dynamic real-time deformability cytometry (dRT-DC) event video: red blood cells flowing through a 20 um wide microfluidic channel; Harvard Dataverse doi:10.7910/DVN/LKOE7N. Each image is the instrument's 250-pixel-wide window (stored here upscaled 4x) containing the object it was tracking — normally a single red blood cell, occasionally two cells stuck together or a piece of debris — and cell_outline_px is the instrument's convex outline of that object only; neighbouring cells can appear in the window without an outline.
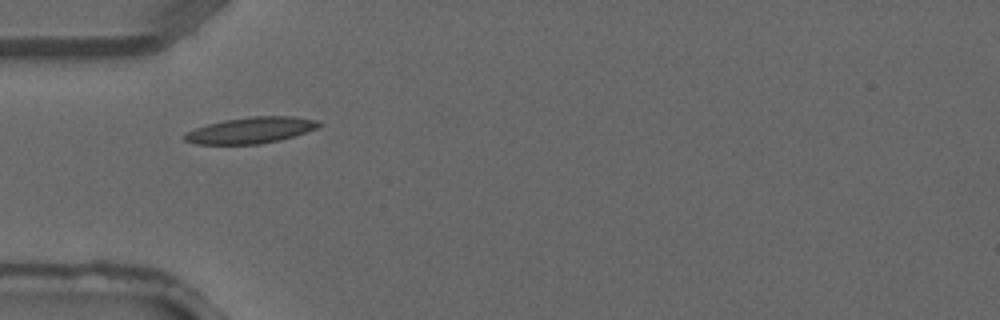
{"species": "common noctule bat (a hibernating species)", "species_latin": "Nyctalus noctula", "temperature_condition": "warm", "stored_images_in_passage": 2, "camera_frame_rate_fps": 3000, "um_per_image_px": 0.085, "animal": {"sex": "male", "forearm_length_mm": 52.5}, "frame": {"image": 1, "passage_image": 1, "time_ms": 0.0, "image_size_px": [1000, 320], "cell_outline_px": [[324, 124], [316, 128], [280, 140], [260, 144], [196, 144], [184, 140], [184, 136], [188, 132], [196, 128], [208, 124], [224, 120], [252, 116], [292, 116], [320, 120]], "centroid_in_image_um": [21.36, 11.06], "position_along_channel_um": 63.6, "area_um2": 20.35}}
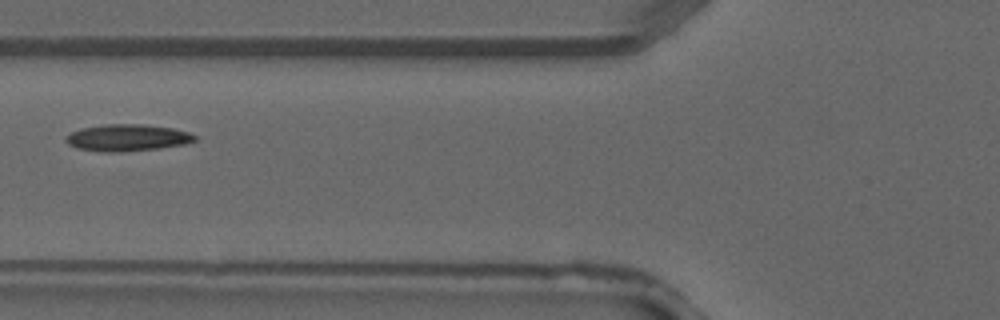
{"frame": {"image": 2, "passage_image": 2, "time_ms": 0.333, "image_size_px": [1000, 320], "cell_outline_px": [[196, 140], [184, 144], [160, 148], [124, 152], [104, 152], [76, 148], [68, 144], [64, 140], [72, 132], [84, 128], [104, 124], [144, 124], [172, 128], [188, 132], [196, 136]], "centroid_in_image_um": [10.83, 11.71], "position_along_channel_um": 115.0, "area_um2": 20.06}}